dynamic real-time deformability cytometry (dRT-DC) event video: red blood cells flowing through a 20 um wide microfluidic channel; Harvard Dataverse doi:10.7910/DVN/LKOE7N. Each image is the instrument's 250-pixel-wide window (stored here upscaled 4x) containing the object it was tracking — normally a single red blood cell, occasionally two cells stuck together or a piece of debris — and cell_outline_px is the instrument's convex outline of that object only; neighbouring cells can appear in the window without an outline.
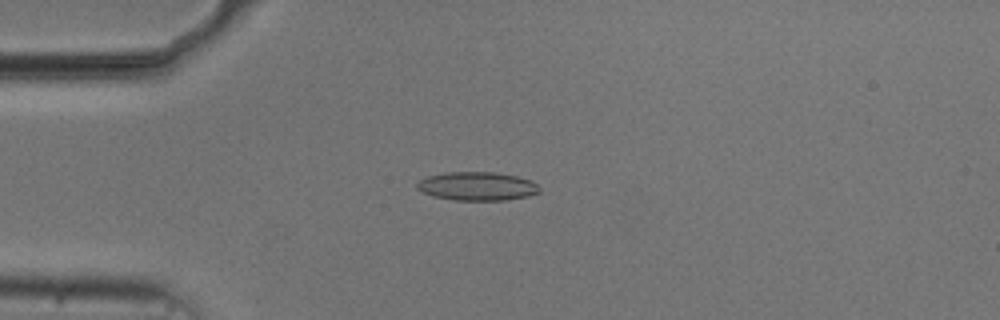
{"species": "common noctule bat (a hibernating species)", "species_latin": "Nyctalus noctula", "temperature_condition": "cold", "stored_images_in_passage": 50, "camera_frame_rate_fps": 3000, "um_per_image_px": 0.085, "animal": {"sex": "male", "body_mass_g": 20.5, "forearm_length_mm": 52.5}, "frame": {"image": 1, "passage_image": 10, "time_ms": 3.0, "image_size_px": [1000, 320], "cell_outline_px": [[540, 192], [528, 196], [504, 200], [452, 200], [432, 196], [416, 188], [416, 184], [420, 180], [428, 176], [444, 172], [496, 172], [516, 176], [532, 180], [540, 188]], "centroid_in_image_um": [40.56, 15.82], "position_along_channel_um": 44.4, "area_um2": 20.46}}
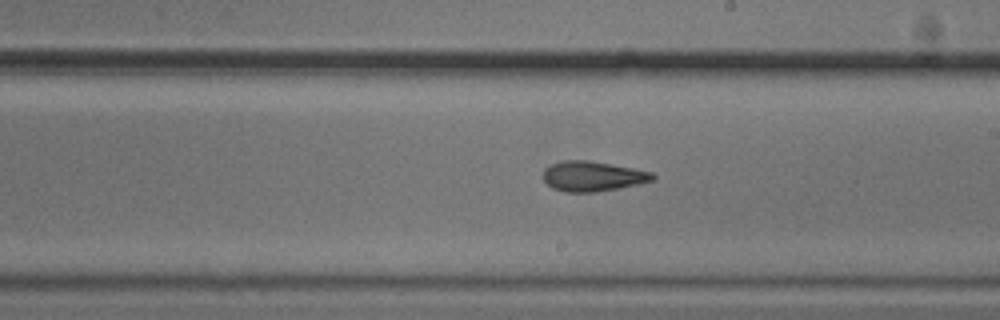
{"frame": {"image": 2, "passage_image": 27, "time_ms": 8.667, "image_size_px": [1000, 320], "cell_outline_px": [[656, 176], [652, 180], [636, 184], [596, 192], [564, 192], [552, 188], [544, 180], [544, 168], [552, 164], [564, 160], [588, 160], [612, 164], [652, 172]], "centroid_in_image_um": [50.34, 14.97], "position_along_channel_um": 238.7, "area_um2": 18.96}}
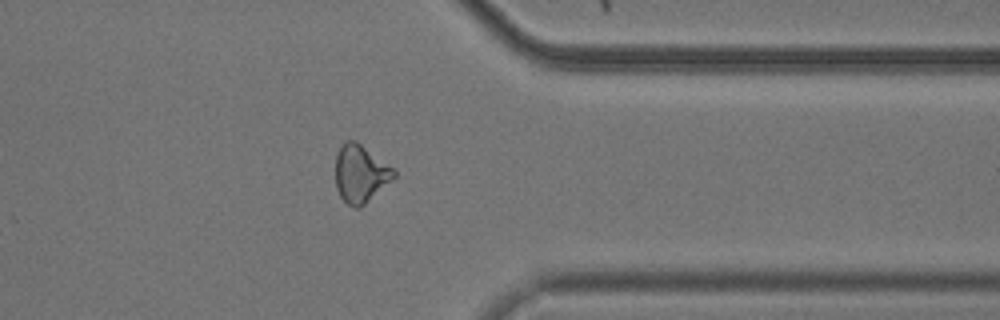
{"frame": {"image": 3, "passage_image": 39, "time_ms": 12.667, "image_size_px": [1000, 320], "cell_outline_px": [[396, 176], [360, 208], [356, 208], [348, 204], [340, 196], [336, 188], [336, 152], [344, 140], [356, 140], [396, 168]], "centroid_in_image_um": [30.65, 14.72], "position_along_channel_um": 380.7, "area_um2": 19.88}, "authors_computed_cell_mechanics": {"area_um2": 19.3919, "velocity_mm_per_s": 3.7503, "shape_relaxation_time_tau1_ms": 4.5271, "shape_relaxation_time_tau2_ms": 2.9288, "deformation_change_tau1": 0.1542, "deformation_change_tau2": 0.1181}}